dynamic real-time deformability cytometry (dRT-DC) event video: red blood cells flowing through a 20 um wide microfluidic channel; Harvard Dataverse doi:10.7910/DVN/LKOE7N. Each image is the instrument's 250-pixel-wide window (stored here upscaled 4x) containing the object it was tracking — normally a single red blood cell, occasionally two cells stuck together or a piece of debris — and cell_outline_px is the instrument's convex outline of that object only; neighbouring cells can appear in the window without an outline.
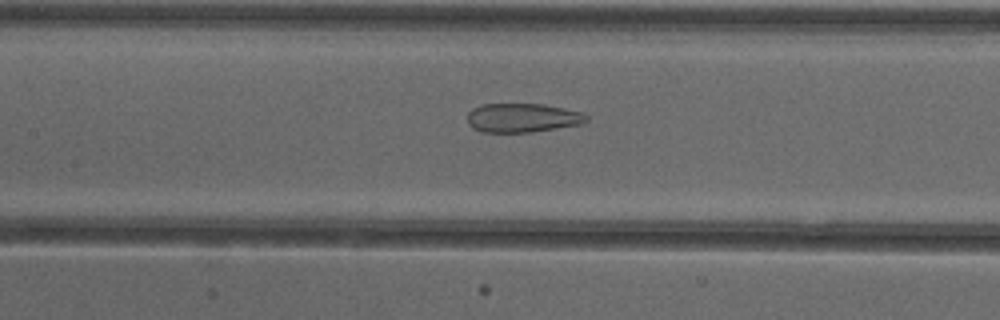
{"species": "common noctule bat (a hibernating species)", "species_latin": "Nyctalus noctula", "temperature_condition": "cold", "stored_images_in_passage": 46, "camera_frame_rate_fps": 3000, "um_per_image_px": 0.085, "animal": {"sex": "female"}, "frame": {"image": 1, "passage_image": 18, "time_ms": 5.667, "image_size_px": [1000, 320], "cell_outline_px": [[588, 120], [580, 124], [528, 132], [480, 132], [472, 128], [468, 124], [468, 112], [472, 108], [480, 104], [544, 104], [584, 112], [588, 116]], "centroid_in_image_um": [44.38, 10.0], "position_along_channel_um": 163.0, "area_um2": 20.17}}
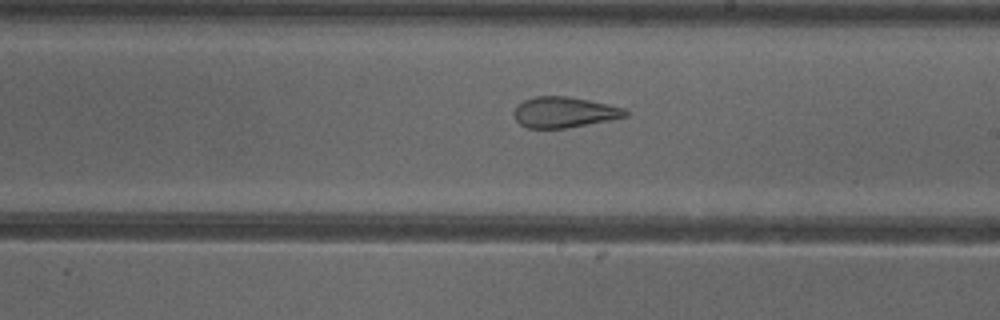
{"frame": {"image": 2, "passage_image": 24, "time_ms": 7.667, "image_size_px": [1000, 320], "cell_outline_px": [[628, 116], [608, 120], [564, 128], [528, 128], [520, 124], [516, 120], [512, 112], [516, 104], [524, 100], [536, 96], [568, 96], [608, 104], [624, 108], [628, 112]], "centroid_in_image_um": [47.91, 9.53], "position_along_channel_um": 241.1, "area_um2": 19.88}}
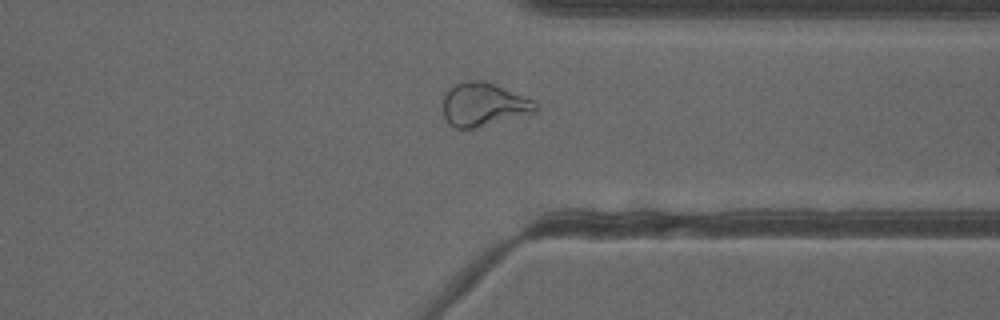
{"frame": {"image": 3, "passage_image": 34, "time_ms": 11.0, "image_size_px": [1000, 320], "cell_outline_px": [[540, 108], [536, 112], [472, 128], [456, 128], [448, 124], [440, 108], [440, 104], [444, 92], [452, 84], [468, 80], [484, 80], [536, 100]], "centroid_in_image_um": [41.06, 8.85], "position_along_channel_um": 370.3, "area_um2": 23.99}, "authors_computed_cell_mechanics": {"area_um2": 25.0563, "velocity_mm_per_s": 3.913, "shape_relaxation_time_tau1_ms": null, "shape_relaxation_time_tau2_ms": 1.6184, "deformation_change_tau1": null, "deformation_change_tau2": 0.0931}}